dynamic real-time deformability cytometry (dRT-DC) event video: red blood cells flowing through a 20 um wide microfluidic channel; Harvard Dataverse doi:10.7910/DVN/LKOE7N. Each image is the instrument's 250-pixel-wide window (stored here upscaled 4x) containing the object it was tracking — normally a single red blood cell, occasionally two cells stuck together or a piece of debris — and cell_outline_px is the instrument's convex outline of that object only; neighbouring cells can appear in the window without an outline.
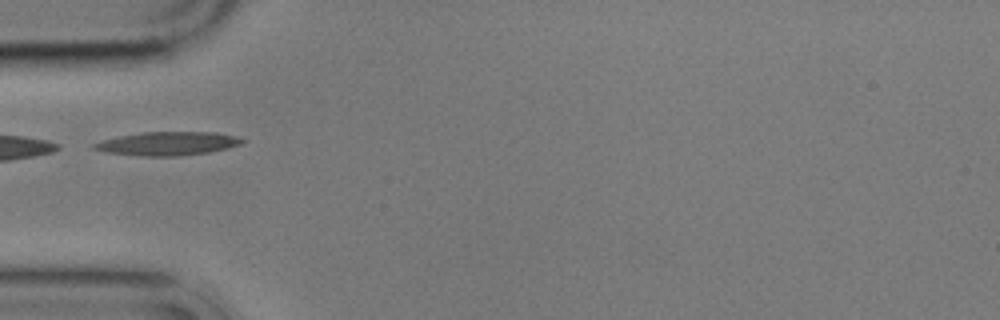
{"species": "common noctule bat (a hibernating species)", "species_latin": "Nyctalus noctula", "temperature_condition": "cold", "stored_images_in_passage": 10, "camera_frame_rate_fps": 3000, "um_per_image_px": 0.085, "animal": {"sex": "male", "body_mass_g": 17.9}, "frame": {"image": 1, "passage_image": 2, "time_ms": 2.0, "image_size_px": [1000, 320], "cell_outline_px": [[248, 140], [240, 144], [228, 148], [208, 152], [176, 156], [144, 156], [104, 152], [92, 148], [92, 144], [104, 140], [120, 136], [144, 132], [216, 132], [236, 136]], "centroid_in_image_um": [14.28, 12.2], "position_along_channel_um": 70.7, "area_um2": 20.23}}
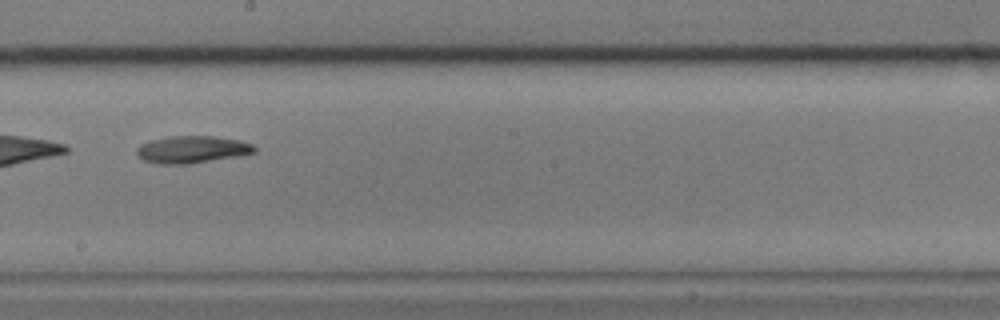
{"frame": {"image": 2, "passage_image": 6, "time_ms": 6.667, "image_size_px": [1000, 320], "cell_outline_px": [[256, 152], [240, 156], [188, 164], [156, 164], [144, 160], [136, 152], [136, 148], [140, 144], [152, 140], [168, 136], [212, 136], [240, 140], [252, 144], [256, 148]], "centroid_in_image_um": [16.34, 12.71], "position_along_channel_um": 231.9, "area_um2": 18.73}}
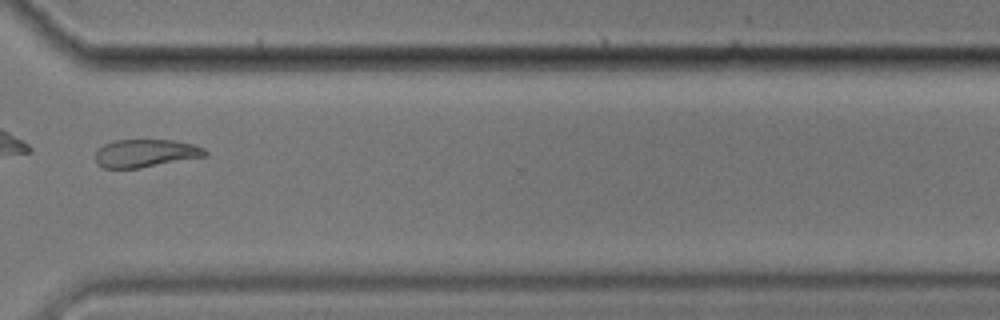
{"frame": {"image": 3, "passage_image": 9, "time_ms": 10.333, "image_size_px": [1000, 320], "cell_outline_px": [[208, 152], [204, 156], [140, 168], [104, 168], [96, 160], [96, 152], [104, 144], [112, 140], [172, 140], [192, 144], [204, 148]], "centroid_in_image_um": [12.37, 13.02], "position_along_channel_um": 358.2, "area_um2": 17.57}, "authors_computed_cell_mechanics": {"area_um2": 18.0625, "velocity_mm_per_s": 3.45, "shape_relaxation_time_tau1_ms": 3.5068, "shape_relaxation_time_tau2_ms": null, "deformation_change_tau1": 0.1525, "deformation_change_tau2": null}}